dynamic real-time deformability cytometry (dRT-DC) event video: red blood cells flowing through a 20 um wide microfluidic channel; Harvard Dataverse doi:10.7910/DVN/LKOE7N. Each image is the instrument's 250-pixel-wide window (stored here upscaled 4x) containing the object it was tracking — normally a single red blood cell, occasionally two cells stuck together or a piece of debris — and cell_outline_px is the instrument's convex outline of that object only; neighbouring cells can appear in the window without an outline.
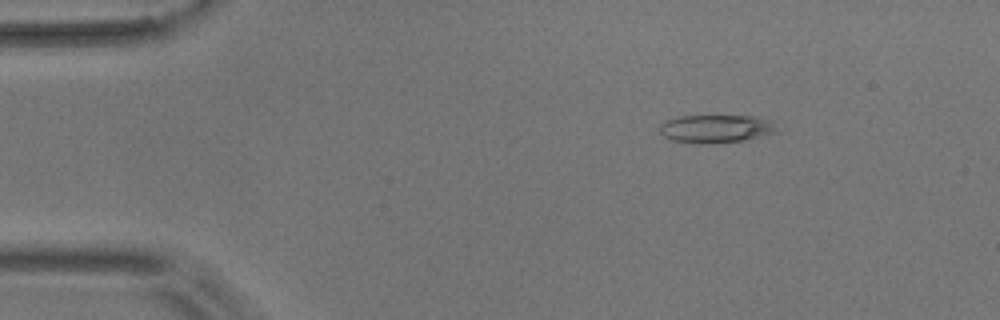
{"species": "common noctule bat (a hibernating species)", "species_latin": "Nyctalus noctula", "temperature_condition": "room temperature", "stored_images_in_passage": 10, "camera_frame_rate_fps": 3000, "um_per_image_px": 0.085, "animal": {"sex": "male", "body_mass_g": 17.9}, "frame": {"image": 1, "passage_image": 1, "time_ms": 0.0, "image_size_px": [1000, 320], "cell_outline_px": [[780, 132], [744, 140], [700, 144], [672, 140], [664, 136], [660, 132], [660, 124], [668, 120], [680, 116], [752, 116], [772, 120]], "centroid_in_image_um": [60.9, 10.94], "position_along_channel_um": 24.1, "area_um2": 19.13}}